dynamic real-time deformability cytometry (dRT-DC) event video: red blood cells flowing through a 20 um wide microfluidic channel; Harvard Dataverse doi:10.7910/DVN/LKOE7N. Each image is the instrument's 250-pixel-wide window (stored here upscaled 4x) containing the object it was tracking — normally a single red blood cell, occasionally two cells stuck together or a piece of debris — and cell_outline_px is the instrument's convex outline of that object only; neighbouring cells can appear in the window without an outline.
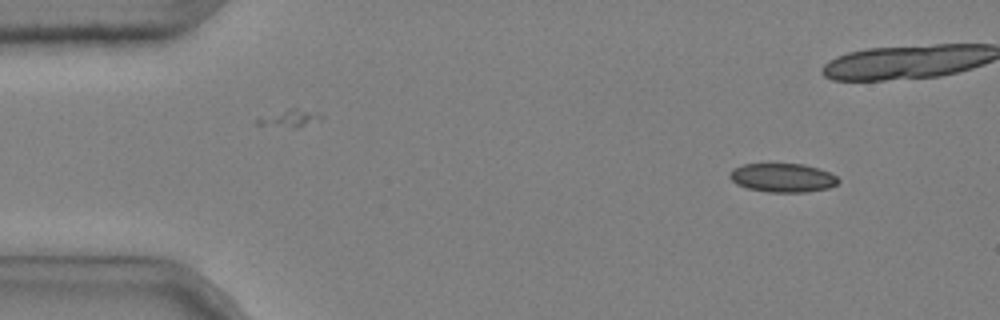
{"species": "common noctule bat (a hibernating species)", "species_latin": "Nyctalus noctula", "temperature_condition": "cold", "stored_images_in_passage": 4, "camera_frame_rate_fps": 3000, "um_per_image_px": 0.085, "animal": {"sex": "male", "body_mass_g": 20.4}, "frame": {"image": 1, "passage_image": 1, "time_ms": 0.0, "image_size_px": [1000, 320], "cell_outline_px": [[840, 180], [836, 184], [828, 188], [808, 192], [768, 192], [748, 188], [736, 184], [728, 176], [732, 168], [744, 164], [804, 164], [828, 172], [836, 176]], "centroid_in_image_um": [66.5, 15.11], "position_along_channel_um": 18.5, "area_um2": 18.15}}